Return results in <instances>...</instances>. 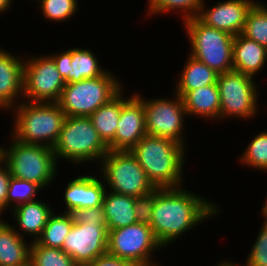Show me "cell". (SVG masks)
<instances>
[{"label":"cell","instance_id":"obj_31","mask_svg":"<svg viewBox=\"0 0 267 266\" xmlns=\"http://www.w3.org/2000/svg\"><path fill=\"white\" fill-rule=\"evenodd\" d=\"M41 189L36 183L11 177L7 192V210L10 205L13 209L20 204L37 200V192Z\"/></svg>","mask_w":267,"mask_h":266},{"label":"cell","instance_id":"obj_26","mask_svg":"<svg viewBox=\"0 0 267 266\" xmlns=\"http://www.w3.org/2000/svg\"><path fill=\"white\" fill-rule=\"evenodd\" d=\"M73 223V217L70 213L63 212L60 215L53 212L36 242L42 246L62 249Z\"/></svg>","mask_w":267,"mask_h":266},{"label":"cell","instance_id":"obj_38","mask_svg":"<svg viewBox=\"0 0 267 266\" xmlns=\"http://www.w3.org/2000/svg\"><path fill=\"white\" fill-rule=\"evenodd\" d=\"M55 62L56 68L62 79L67 83L68 50L49 55Z\"/></svg>","mask_w":267,"mask_h":266},{"label":"cell","instance_id":"obj_27","mask_svg":"<svg viewBox=\"0 0 267 266\" xmlns=\"http://www.w3.org/2000/svg\"><path fill=\"white\" fill-rule=\"evenodd\" d=\"M147 2L148 15L155 16L173 11L180 13V16H183L181 20L185 21L198 16L203 0H148Z\"/></svg>","mask_w":267,"mask_h":266},{"label":"cell","instance_id":"obj_34","mask_svg":"<svg viewBox=\"0 0 267 266\" xmlns=\"http://www.w3.org/2000/svg\"><path fill=\"white\" fill-rule=\"evenodd\" d=\"M159 191L160 188H155L149 193L135 198L134 211L137 223L150 225L154 208V198Z\"/></svg>","mask_w":267,"mask_h":266},{"label":"cell","instance_id":"obj_30","mask_svg":"<svg viewBox=\"0 0 267 266\" xmlns=\"http://www.w3.org/2000/svg\"><path fill=\"white\" fill-rule=\"evenodd\" d=\"M247 145L240 162L252 169L267 172V130L258 133Z\"/></svg>","mask_w":267,"mask_h":266},{"label":"cell","instance_id":"obj_33","mask_svg":"<svg viewBox=\"0 0 267 266\" xmlns=\"http://www.w3.org/2000/svg\"><path fill=\"white\" fill-rule=\"evenodd\" d=\"M259 235L249 252L245 265L241 266H267V219H263ZM238 266H240L238 264Z\"/></svg>","mask_w":267,"mask_h":266},{"label":"cell","instance_id":"obj_15","mask_svg":"<svg viewBox=\"0 0 267 266\" xmlns=\"http://www.w3.org/2000/svg\"><path fill=\"white\" fill-rule=\"evenodd\" d=\"M256 2V0L218 1L213 7L207 8L203 0L197 18L206 26L236 36L242 33L247 14Z\"/></svg>","mask_w":267,"mask_h":266},{"label":"cell","instance_id":"obj_4","mask_svg":"<svg viewBox=\"0 0 267 266\" xmlns=\"http://www.w3.org/2000/svg\"><path fill=\"white\" fill-rule=\"evenodd\" d=\"M11 139L8 148L0 145V158L8 166L12 177L36 183L42 189L54 182L52 180L58 169L54 150Z\"/></svg>","mask_w":267,"mask_h":266},{"label":"cell","instance_id":"obj_32","mask_svg":"<svg viewBox=\"0 0 267 266\" xmlns=\"http://www.w3.org/2000/svg\"><path fill=\"white\" fill-rule=\"evenodd\" d=\"M78 0H38L39 9L49 21L63 22L76 15Z\"/></svg>","mask_w":267,"mask_h":266},{"label":"cell","instance_id":"obj_21","mask_svg":"<svg viewBox=\"0 0 267 266\" xmlns=\"http://www.w3.org/2000/svg\"><path fill=\"white\" fill-rule=\"evenodd\" d=\"M187 116L220 119V95L217 84L190 90L183 97Z\"/></svg>","mask_w":267,"mask_h":266},{"label":"cell","instance_id":"obj_22","mask_svg":"<svg viewBox=\"0 0 267 266\" xmlns=\"http://www.w3.org/2000/svg\"><path fill=\"white\" fill-rule=\"evenodd\" d=\"M134 205L135 197L105 191L102 206L108 231L137 223Z\"/></svg>","mask_w":267,"mask_h":266},{"label":"cell","instance_id":"obj_19","mask_svg":"<svg viewBox=\"0 0 267 266\" xmlns=\"http://www.w3.org/2000/svg\"><path fill=\"white\" fill-rule=\"evenodd\" d=\"M43 200L37 199L27 203L20 204L14 207L11 211L13 218L17 222L19 231L15 228V231L25 238L23 234L34 237L33 241H36L44 227L46 226L50 215L53 213L52 208L48 203L42 202ZM17 229V230H16ZM24 231V232H23ZM21 232H23L21 234Z\"/></svg>","mask_w":267,"mask_h":266},{"label":"cell","instance_id":"obj_36","mask_svg":"<svg viewBox=\"0 0 267 266\" xmlns=\"http://www.w3.org/2000/svg\"><path fill=\"white\" fill-rule=\"evenodd\" d=\"M11 177L8 166L0 158V215L7 209V192Z\"/></svg>","mask_w":267,"mask_h":266},{"label":"cell","instance_id":"obj_37","mask_svg":"<svg viewBox=\"0 0 267 266\" xmlns=\"http://www.w3.org/2000/svg\"><path fill=\"white\" fill-rule=\"evenodd\" d=\"M84 266H136L134 263L109 255L108 253L99 256L94 261L85 264Z\"/></svg>","mask_w":267,"mask_h":266},{"label":"cell","instance_id":"obj_3","mask_svg":"<svg viewBox=\"0 0 267 266\" xmlns=\"http://www.w3.org/2000/svg\"><path fill=\"white\" fill-rule=\"evenodd\" d=\"M20 101L11 108L15 113L11 136L24 144L43 145L53 149L66 119L59 103Z\"/></svg>","mask_w":267,"mask_h":266},{"label":"cell","instance_id":"obj_20","mask_svg":"<svg viewBox=\"0 0 267 266\" xmlns=\"http://www.w3.org/2000/svg\"><path fill=\"white\" fill-rule=\"evenodd\" d=\"M12 226L0 221V266H24L30 262V244H26Z\"/></svg>","mask_w":267,"mask_h":266},{"label":"cell","instance_id":"obj_2","mask_svg":"<svg viewBox=\"0 0 267 266\" xmlns=\"http://www.w3.org/2000/svg\"><path fill=\"white\" fill-rule=\"evenodd\" d=\"M185 151V146L173 140L149 135L130 150L155 188L182 186Z\"/></svg>","mask_w":267,"mask_h":266},{"label":"cell","instance_id":"obj_28","mask_svg":"<svg viewBox=\"0 0 267 266\" xmlns=\"http://www.w3.org/2000/svg\"><path fill=\"white\" fill-rule=\"evenodd\" d=\"M242 34L267 48V6L257 1L249 10Z\"/></svg>","mask_w":267,"mask_h":266},{"label":"cell","instance_id":"obj_35","mask_svg":"<svg viewBox=\"0 0 267 266\" xmlns=\"http://www.w3.org/2000/svg\"><path fill=\"white\" fill-rule=\"evenodd\" d=\"M70 214L74 223H106L103 206L75 209Z\"/></svg>","mask_w":267,"mask_h":266},{"label":"cell","instance_id":"obj_24","mask_svg":"<svg viewBox=\"0 0 267 266\" xmlns=\"http://www.w3.org/2000/svg\"><path fill=\"white\" fill-rule=\"evenodd\" d=\"M106 71L99 65L95 54L88 48L68 49L67 83L97 78Z\"/></svg>","mask_w":267,"mask_h":266},{"label":"cell","instance_id":"obj_7","mask_svg":"<svg viewBox=\"0 0 267 266\" xmlns=\"http://www.w3.org/2000/svg\"><path fill=\"white\" fill-rule=\"evenodd\" d=\"M185 33L190 43V55L218 74L233 70L234 36L206 26L197 17L185 21Z\"/></svg>","mask_w":267,"mask_h":266},{"label":"cell","instance_id":"obj_9","mask_svg":"<svg viewBox=\"0 0 267 266\" xmlns=\"http://www.w3.org/2000/svg\"><path fill=\"white\" fill-rule=\"evenodd\" d=\"M254 77L232 70L218 74L220 120L231 117L253 118L258 111V86Z\"/></svg>","mask_w":267,"mask_h":266},{"label":"cell","instance_id":"obj_12","mask_svg":"<svg viewBox=\"0 0 267 266\" xmlns=\"http://www.w3.org/2000/svg\"><path fill=\"white\" fill-rule=\"evenodd\" d=\"M65 81L49 55L31 56L24 60L23 100L27 102H58Z\"/></svg>","mask_w":267,"mask_h":266},{"label":"cell","instance_id":"obj_6","mask_svg":"<svg viewBox=\"0 0 267 266\" xmlns=\"http://www.w3.org/2000/svg\"><path fill=\"white\" fill-rule=\"evenodd\" d=\"M120 82L114 73L106 71L97 78L66 83L58 103L66 117H89L123 89Z\"/></svg>","mask_w":267,"mask_h":266},{"label":"cell","instance_id":"obj_5","mask_svg":"<svg viewBox=\"0 0 267 266\" xmlns=\"http://www.w3.org/2000/svg\"><path fill=\"white\" fill-rule=\"evenodd\" d=\"M55 157L75 164L100 161L109 148L94 128L90 117H66L59 139L53 148Z\"/></svg>","mask_w":267,"mask_h":266},{"label":"cell","instance_id":"obj_17","mask_svg":"<svg viewBox=\"0 0 267 266\" xmlns=\"http://www.w3.org/2000/svg\"><path fill=\"white\" fill-rule=\"evenodd\" d=\"M102 178L92 175H81L72 179L64 189V202L71 213L75 209H85L102 206L103 197L107 187Z\"/></svg>","mask_w":267,"mask_h":266},{"label":"cell","instance_id":"obj_18","mask_svg":"<svg viewBox=\"0 0 267 266\" xmlns=\"http://www.w3.org/2000/svg\"><path fill=\"white\" fill-rule=\"evenodd\" d=\"M233 70L254 76L263 70L267 63V48L242 33L234 36Z\"/></svg>","mask_w":267,"mask_h":266},{"label":"cell","instance_id":"obj_23","mask_svg":"<svg viewBox=\"0 0 267 266\" xmlns=\"http://www.w3.org/2000/svg\"><path fill=\"white\" fill-rule=\"evenodd\" d=\"M177 81L174 93L182 98L190 91L216 84L218 73L190 54Z\"/></svg>","mask_w":267,"mask_h":266},{"label":"cell","instance_id":"obj_42","mask_svg":"<svg viewBox=\"0 0 267 266\" xmlns=\"http://www.w3.org/2000/svg\"><path fill=\"white\" fill-rule=\"evenodd\" d=\"M24 266H33V265L29 262L28 264H26Z\"/></svg>","mask_w":267,"mask_h":266},{"label":"cell","instance_id":"obj_1","mask_svg":"<svg viewBox=\"0 0 267 266\" xmlns=\"http://www.w3.org/2000/svg\"><path fill=\"white\" fill-rule=\"evenodd\" d=\"M184 188H160L154 198L150 227L162 248L220 213V206Z\"/></svg>","mask_w":267,"mask_h":266},{"label":"cell","instance_id":"obj_39","mask_svg":"<svg viewBox=\"0 0 267 266\" xmlns=\"http://www.w3.org/2000/svg\"><path fill=\"white\" fill-rule=\"evenodd\" d=\"M14 0H0V14L7 12Z\"/></svg>","mask_w":267,"mask_h":266},{"label":"cell","instance_id":"obj_16","mask_svg":"<svg viewBox=\"0 0 267 266\" xmlns=\"http://www.w3.org/2000/svg\"><path fill=\"white\" fill-rule=\"evenodd\" d=\"M24 59L0 47V109L11 110L23 100Z\"/></svg>","mask_w":267,"mask_h":266},{"label":"cell","instance_id":"obj_29","mask_svg":"<svg viewBox=\"0 0 267 266\" xmlns=\"http://www.w3.org/2000/svg\"><path fill=\"white\" fill-rule=\"evenodd\" d=\"M30 263L33 266H79L64 250L31 242Z\"/></svg>","mask_w":267,"mask_h":266},{"label":"cell","instance_id":"obj_8","mask_svg":"<svg viewBox=\"0 0 267 266\" xmlns=\"http://www.w3.org/2000/svg\"><path fill=\"white\" fill-rule=\"evenodd\" d=\"M100 164L103 181L111 192L136 198L155 189L130 151L109 150Z\"/></svg>","mask_w":267,"mask_h":266},{"label":"cell","instance_id":"obj_41","mask_svg":"<svg viewBox=\"0 0 267 266\" xmlns=\"http://www.w3.org/2000/svg\"><path fill=\"white\" fill-rule=\"evenodd\" d=\"M261 212H262V216L264 217V219H267V199L261 209Z\"/></svg>","mask_w":267,"mask_h":266},{"label":"cell","instance_id":"obj_11","mask_svg":"<svg viewBox=\"0 0 267 266\" xmlns=\"http://www.w3.org/2000/svg\"><path fill=\"white\" fill-rule=\"evenodd\" d=\"M135 94L143 101L147 135L168 138L186 146L184 145L183 127L184 117L188 116L183 98L175 93L172 99L155 98L150 100L141 96V93Z\"/></svg>","mask_w":267,"mask_h":266},{"label":"cell","instance_id":"obj_14","mask_svg":"<svg viewBox=\"0 0 267 266\" xmlns=\"http://www.w3.org/2000/svg\"><path fill=\"white\" fill-rule=\"evenodd\" d=\"M114 141L108 146L113 151H130L145 135V111L143 101L133 94L124 98Z\"/></svg>","mask_w":267,"mask_h":266},{"label":"cell","instance_id":"obj_13","mask_svg":"<svg viewBox=\"0 0 267 266\" xmlns=\"http://www.w3.org/2000/svg\"><path fill=\"white\" fill-rule=\"evenodd\" d=\"M108 232L107 223H73L62 250L84 266L107 254Z\"/></svg>","mask_w":267,"mask_h":266},{"label":"cell","instance_id":"obj_10","mask_svg":"<svg viewBox=\"0 0 267 266\" xmlns=\"http://www.w3.org/2000/svg\"><path fill=\"white\" fill-rule=\"evenodd\" d=\"M160 247L162 248L147 224L135 223L108 232L107 253L136 266L157 265L151 254L161 250Z\"/></svg>","mask_w":267,"mask_h":266},{"label":"cell","instance_id":"obj_40","mask_svg":"<svg viewBox=\"0 0 267 266\" xmlns=\"http://www.w3.org/2000/svg\"><path fill=\"white\" fill-rule=\"evenodd\" d=\"M216 266H238L237 263H232L231 261H220V263L216 264Z\"/></svg>","mask_w":267,"mask_h":266},{"label":"cell","instance_id":"obj_25","mask_svg":"<svg viewBox=\"0 0 267 266\" xmlns=\"http://www.w3.org/2000/svg\"><path fill=\"white\" fill-rule=\"evenodd\" d=\"M122 107V90L89 117L103 142L109 146L115 139Z\"/></svg>","mask_w":267,"mask_h":266}]
</instances>
